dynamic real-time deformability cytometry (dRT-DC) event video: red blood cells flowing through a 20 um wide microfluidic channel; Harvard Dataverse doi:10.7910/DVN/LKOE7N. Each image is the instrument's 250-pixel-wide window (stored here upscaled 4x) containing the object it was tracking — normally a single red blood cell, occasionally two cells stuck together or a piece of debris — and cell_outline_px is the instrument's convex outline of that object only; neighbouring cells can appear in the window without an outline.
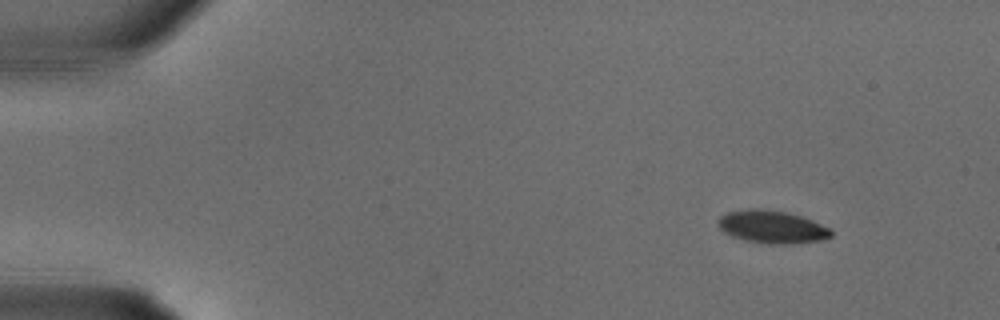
{"species": "common noctule bat (a hibernating species)", "species_latin": "Nyctalus noctula", "temperature_condition": "warm", "stored_images_in_passage": 11, "camera_frame_rate_fps": 3000, "um_per_image_px": 0.085, "animal": {"sex": "male", "body_mass_g": 18.8}, "frame": {"image": 1, "passage_image": 3, "time_ms": 0.667, "image_size_px": [1000, 320], "cell_outline_px": [[832, 236], [820, 240], [792, 244], [768, 244], [748, 240], [732, 236], [724, 232], [720, 228], [720, 216], [728, 212], [752, 208], [756, 208], [788, 212], [812, 220], [828, 228], [832, 232]], "centroid_in_image_um": [65.64, 19.28], "position_along_channel_um": 19.4, "area_um2": 21.21}}
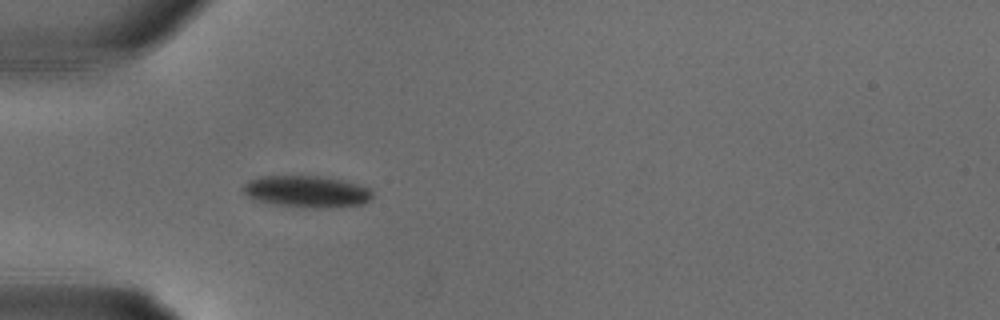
{"frame": {"image": 2, "passage_image": 9, "time_ms": 2.667, "image_size_px": [1000, 320], "cell_outline_px": [[372, 196], [364, 204], [328, 208], [312, 208], [272, 204], [256, 200], [240, 192], [240, 188], [248, 180], [260, 176], [324, 176], [344, 180], [368, 188], [372, 192]], "centroid_in_image_um": [26.02, 16.28], "position_along_channel_um": 59.0, "area_um2": 24.16}}
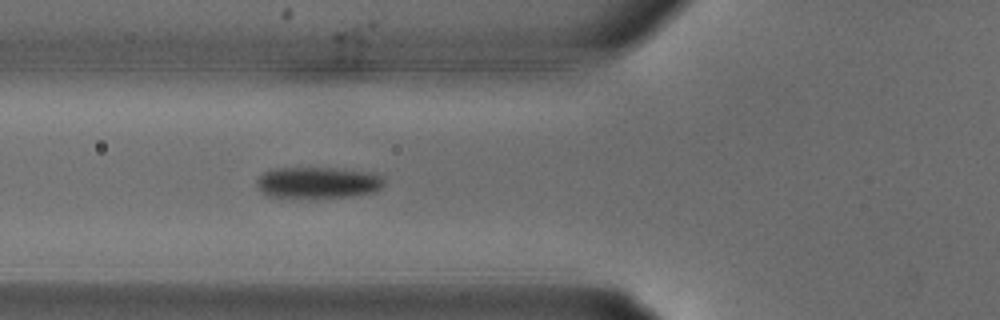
{"frame": {"image": 3, "passage_image": 11, "time_ms": 3.333, "image_size_px": [1000, 320], "cell_outline_px": [[384, 184], [376, 192], [356, 196], [268, 196], [260, 192], [256, 184], [256, 180], [264, 172], [272, 168], [332, 168], [364, 172], [380, 176], [384, 180]], "centroid_in_image_um": [26.99, 15.51], "position_along_channel_um": 98.8, "area_um2": 22.77}}